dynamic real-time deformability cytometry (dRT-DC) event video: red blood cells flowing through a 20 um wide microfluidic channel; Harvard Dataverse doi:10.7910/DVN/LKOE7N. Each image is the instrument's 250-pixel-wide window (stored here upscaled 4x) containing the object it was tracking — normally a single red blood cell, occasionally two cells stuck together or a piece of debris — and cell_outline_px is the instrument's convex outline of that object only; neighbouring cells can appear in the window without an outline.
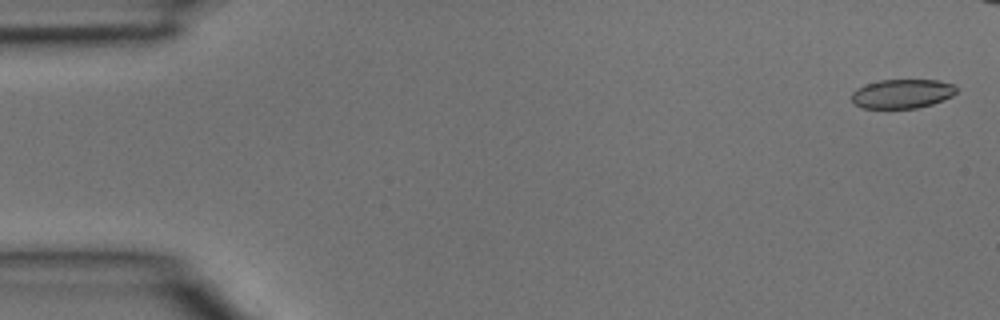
{"species": "common noctule bat (a hibernating species)", "species_latin": "Nyctalus noctula", "temperature_condition": "room temperature", "stored_images_in_passage": 5, "camera_frame_rate_fps": 3000, "um_per_image_px": 0.085, "animal": {"sex": "male", "body_mass_g": 15.6}, "frame": {"image": 1, "passage_image": 1, "time_ms": 0.0, "image_size_px": [1000, 320], "cell_outline_px": [[956, 92], [952, 96], [932, 104], [916, 108], [864, 108], [856, 104], [852, 100], [852, 92], [856, 88], [864, 84], [880, 80], [936, 80], [956, 84]], "centroid_in_image_um": [76.68, 7.96], "position_along_channel_um": 8.3, "area_um2": 17.8}}
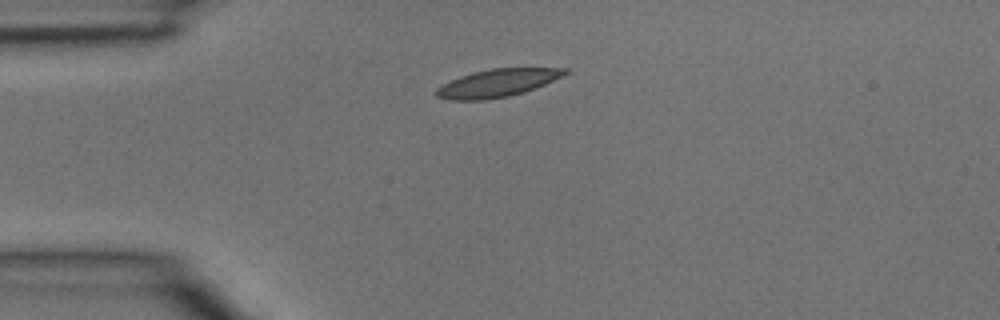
{"frame": {"image": 2, "passage_image": 5, "time_ms": 1.333, "image_size_px": [1000, 320], "cell_outline_px": [[572, 72], [536, 88], [524, 92], [508, 96], [484, 100], [452, 100], [436, 96], [436, 88], [440, 84], [460, 76], [472, 72], [492, 68], [568, 68]], "centroid_in_image_um": [42.29, 7.05], "position_along_channel_um": 42.7, "area_um2": 20.98}}